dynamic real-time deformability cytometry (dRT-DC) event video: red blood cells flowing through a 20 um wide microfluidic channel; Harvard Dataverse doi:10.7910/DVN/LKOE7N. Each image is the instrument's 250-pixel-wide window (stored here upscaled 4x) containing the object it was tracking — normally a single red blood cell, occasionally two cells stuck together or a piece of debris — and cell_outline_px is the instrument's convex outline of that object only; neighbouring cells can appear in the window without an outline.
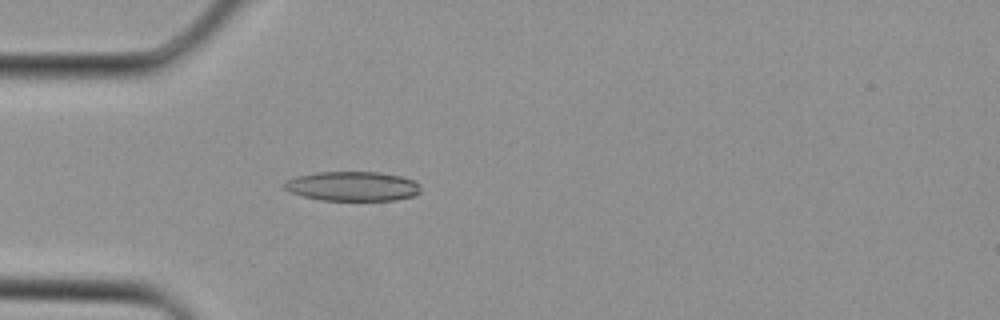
{"species": "Egyptian fruit bat (a non-hibernating species)", "species_latin": "Rousettus aegyptiacus", "temperature_condition": "cold", "stored_images_in_passage": 1, "camera_frame_rate_fps": 3000, "um_per_image_px": 0.085, "animal": {"sex": "female"}, "frame": {"image": 1, "passage_image": 1, "time_ms": 0.0, "image_size_px": [1000, 320], "cell_outline_px": [[420, 192], [412, 196], [396, 200], [320, 200], [304, 196], [292, 192], [284, 188], [280, 184], [284, 180], [296, 176], [320, 172], [380, 172], [400, 176], [412, 180], [420, 188]], "centroid_in_image_um": [29.91, 15.82], "position_along_channel_um": 55.1, "area_um2": 23.35}}